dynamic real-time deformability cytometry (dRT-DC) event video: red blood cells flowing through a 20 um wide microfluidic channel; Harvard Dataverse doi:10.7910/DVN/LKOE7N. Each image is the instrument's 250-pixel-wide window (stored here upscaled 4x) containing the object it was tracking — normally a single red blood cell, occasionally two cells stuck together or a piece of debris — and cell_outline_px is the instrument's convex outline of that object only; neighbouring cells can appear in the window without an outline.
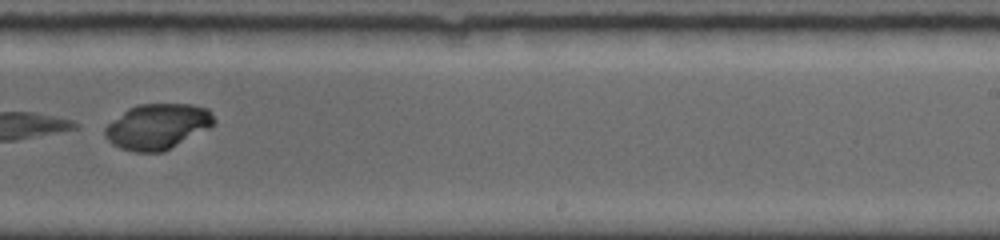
{"species": "common noctule bat (a hibernating species)", "species_latin": "Nyctalus noctula", "temperature_condition": "room temperature", "stored_images_in_passage": 13, "camera_frame_rate_fps": 5000, "um_per_image_px": 0.085, "animal": {"sex": "female", "body_mass_g": 19.0, "forearm_length_mm": 56.7}, "frame": {"image": 1, "passage_image": 8, "time_ms": 5.4, "image_size_px": [1000, 240], "cell_outline_px": [[216, 124], [164, 152], [132, 152], [120, 148], [112, 144], [104, 136], [104, 128], [112, 120], [128, 108], [140, 104], [192, 104], [208, 108], [212, 112], [216, 120]], "centroid_in_image_um": [13.4, 10.75], "position_along_channel_um": 275.6, "area_um2": 29.13}}
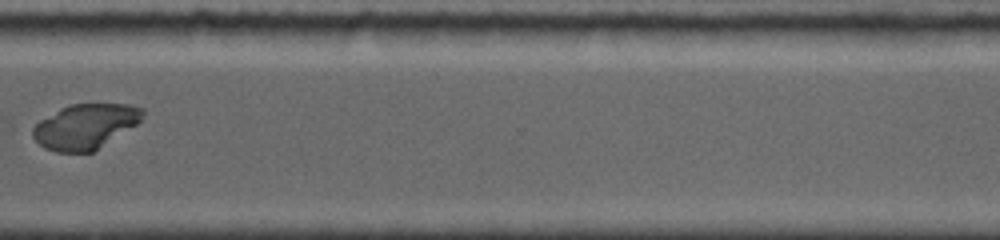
{"frame": {"image": 2, "passage_image": 11, "time_ms": 7.6, "image_size_px": [1000, 240], "cell_outline_px": [[144, 116], [136, 124], [92, 152], [56, 152], [44, 148], [32, 136], [28, 128], [40, 120], [60, 108], [68, 104], [128, 104], [144, 108]], "centroid_in_image_um": [7.19, 10.73], "position_along_channel_um": 363.4, "area_um2": 28.78}, "authors_computed_cell_mechanics": {"area_um2": 29.7092, "velocity_mm_per_s": 3.9618, "shape_relaxation_time_tau1_ms": 1.0949, "shape_relaxation_time_tau2_ms": null, "deformation_change_tau1": 0.0167, "deformation_change_tau2": null}}